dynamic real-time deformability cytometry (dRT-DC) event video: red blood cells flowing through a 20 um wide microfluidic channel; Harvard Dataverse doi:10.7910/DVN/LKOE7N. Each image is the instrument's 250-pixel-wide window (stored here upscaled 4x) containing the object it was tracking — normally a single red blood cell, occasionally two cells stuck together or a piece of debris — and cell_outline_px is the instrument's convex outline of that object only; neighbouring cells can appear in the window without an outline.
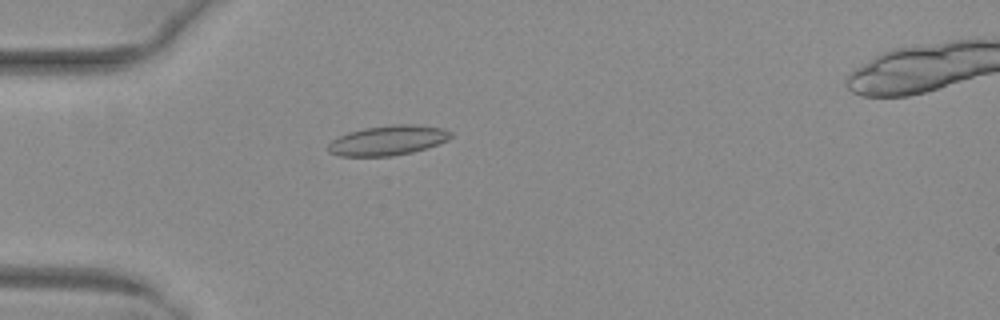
{"species": "common noctule bat (a hibernating species)", "species_latin": "Nyctalus noctula", "temperature_condition": "warm", "stored_images_in_passage": 47, "camera_frame_rate_fps": 3000, "um_per_image_px": 0.085, "animal": {"sex": "female", "body_mass_g": 29.2, "forearm_length_mm": 56.3}, "frame": {"image": 1, "passage_image": 11, "time_ms": 3.333, "image_size_px": [1000, 320], "cell_outline_px": [[452, 136], [448, 140], [412, 152], [392, 156], [340, 156], [328, 152], [328, 144], [332, 140], [348, 132], [364, 128], [388, 124], [416, 124], [444, 128], [452, 132]], "centroid_in_image_um": [32.97, 11.92], "position_along_channel_um": 52.0, "area_um2": 21.39}}
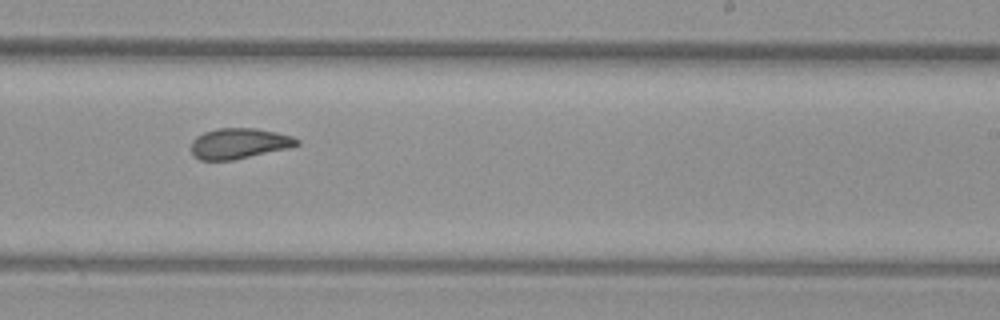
{"frame": {"image": 2, "passage_image": 28, "time_ms": 9.0, "image_size_px": [1000, 320], "cell_outline_px": [[300, 144], [288, 148], [232, 160], [200, 160], [192, 156], [192, 140], [196, 136], [204, 132], [216, 128], [256, 128], [276, 132], [292, 136], [300, 140]], "centroid_in_image_um": [20.3, 12.19], "position_along_channel_um": 268.7, "area_um2": 18.84}}
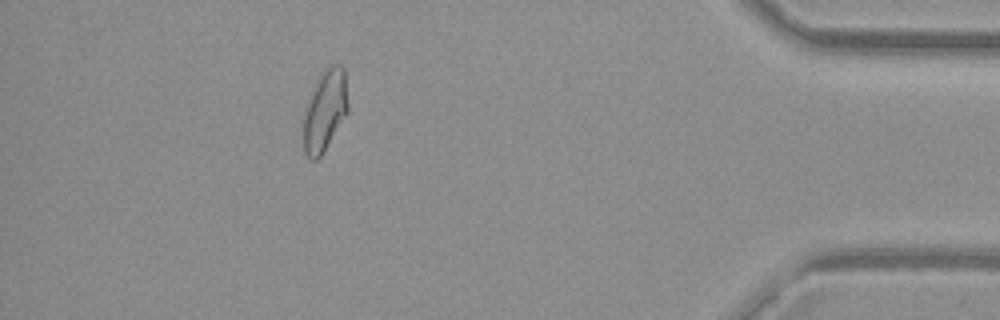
{"frame": {"image": 3, "passage_image": 42, "time_ms": 13.667, "image_size_px": [1000, 320], "cell_outline_px": [[348, 112], [324, 152], [316, 160], [308, 160], [304, 152], [300, 120], [320, 72], [332, 64], [340, 64], [344, 68], [348, 104]], "centroid_in_image_um": [27.57, 9.45], "position_along_channel_um": 407.6, "area_um2": 21.73}, "authors_computed_cell_mechanics": {"area_um2": 20.0566, "velocity_mm_per_s": 4.0435, "shape_relaxation_time_tau1_ms": null, "shape_relaxation_time_tau2_ms": 2.1296, "deformation_change_tau1": null, "deformation_change_tau2": 0.0728}}